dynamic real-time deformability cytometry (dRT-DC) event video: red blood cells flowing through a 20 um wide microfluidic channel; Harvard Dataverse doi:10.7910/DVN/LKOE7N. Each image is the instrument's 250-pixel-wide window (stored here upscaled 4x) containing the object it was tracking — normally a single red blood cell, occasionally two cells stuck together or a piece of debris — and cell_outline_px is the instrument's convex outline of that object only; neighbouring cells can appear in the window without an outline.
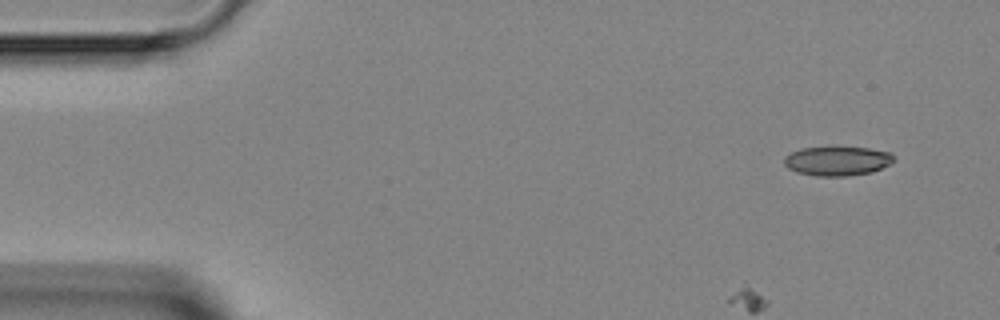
{"species": "Egyptian fruit bat (a non-hibernating species)", "species_latin": "Rousettus aegyptiacus", "temperature_condition": "room temperature", "stored_images_in_passage": 6, "camera_frame_rate_fps": 3000, "um_per_image_px": 0.085, "animal": {"sex": "female"}, "frame": {"image": 1, "passage_image": 1, "time_ms": 0.0, "image_size_px": [1000, 320], "cell_outline_px": [[892, 160], [888, 164], [872, 172], [844, 176], [816, 176], [796, 172], [788, 168], [784, 164], [784, 156], [800, 148], [832, 144], [868, 148], [888, 152], [892, 156]], "centroid_in_image_um": [71.08, 13.63], "position_along_channel_um": 13.9, "area_um2": 19.25}}
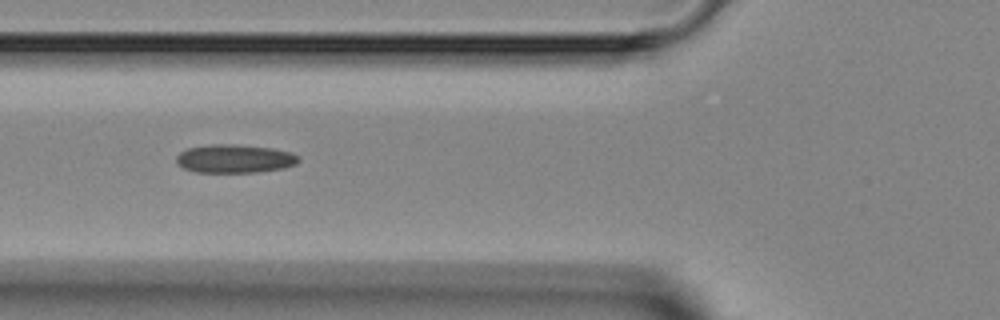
{"frame": {"image": 2, "passage_image": 5, "time_ms": 4.667, "image_size_px": [1000, 320], "cell_outline_px": [[300, 160], [296, 164], [284, 168], [256, 172], [196, 172], [184, 168], [176, 160], [176, 156], [180, 152], [188, 148], [212, 144], [236, 144], [272, 148], [292, 152], [300, 156]], "centroid_in_image_um": [19.99, 13.48], "position_along_channel_um": 105.8, "area_um2": 20.29}}
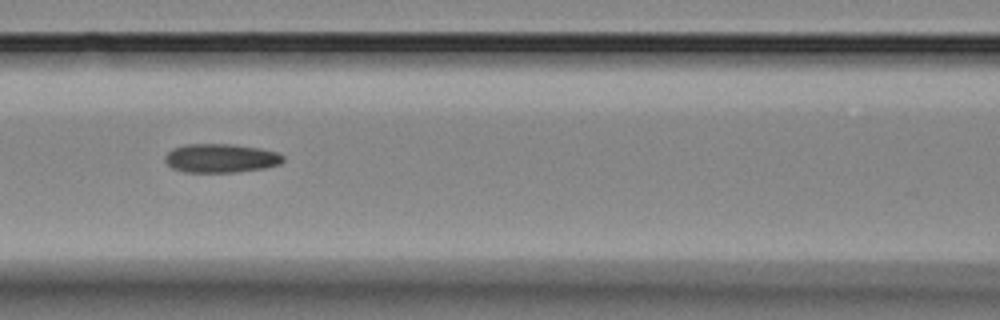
{"frame": {"image": 3, "passage_image": 6, "time_ms": 5.667, "image_size_px": [1000, 320], "cell_outline_px": [[284, 160], [280, 164], [264, 168], [236, 172], [184, 172], [172, 168], [164, 160], [164, 156], [172, 148], [184, 144], [232, 144], [260, 148], [280, 152], [284, 156]], "centroid_in_image_um": [18.78, 13.44], "position_along_channel_um": 147.8, "area_um2": 20.06}}